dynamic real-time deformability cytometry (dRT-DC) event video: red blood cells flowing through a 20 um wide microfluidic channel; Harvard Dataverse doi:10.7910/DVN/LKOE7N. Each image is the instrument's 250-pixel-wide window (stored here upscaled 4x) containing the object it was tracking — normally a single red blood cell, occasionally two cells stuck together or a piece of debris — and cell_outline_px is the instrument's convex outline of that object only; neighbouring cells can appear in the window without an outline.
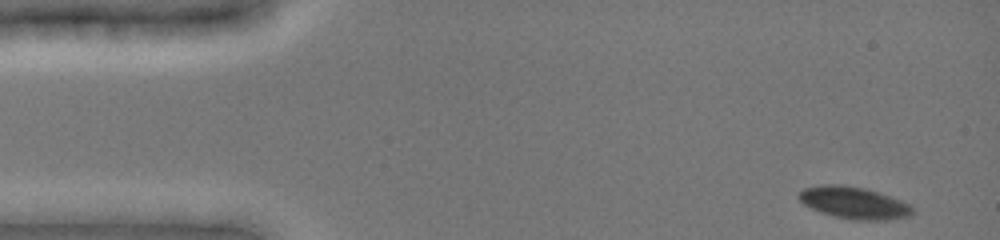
{"species": "common noctule bat (a hibernating species)", "species_latin": "Nyctalus noctula", "temperature_condition": "cold", "stored_images_in_passage": 43, "camera_frame_rate_fps": 3000, "um_per_image_px": 0.085, "animal": {"sex": "female", "body_mass_g": 19.0, "forearm_length_mm": 51.5}, "frame": {"image": 1, "passage_image": 1, "time_ms": 0.0, "image_size_px": [1000, 240], "cell_outline_px": [[912, 212], [908, 216], [888, 220], [856, 220], [832, 216], [820, 212], [804, 204], [796, 196], [804, 188], [820, 184], [840, 184], [864, 188], [900, 200], [908, 204], [912, 208]], "centroid_in_image_um": [72.52, 17.23], "position_along_channel_um": 12.5, "area_um2": 20.98}}
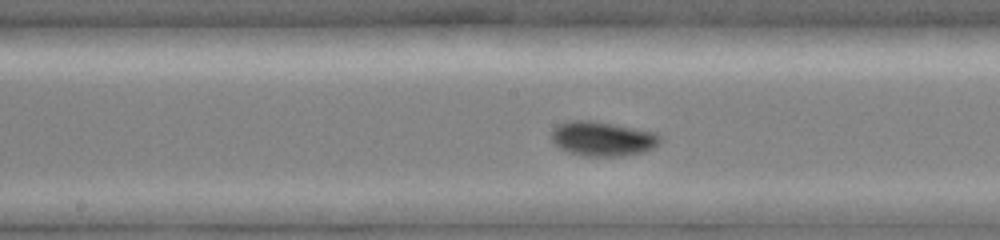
{"frame": {"image": 2, "passage_image": 23, "time_ms": 7.333, "image_size_px": [1000, 240], "cell_outline_px": [[660, 144], [644, 152], [620, 156], [584, 156], [568, 152], [560, 148], [552, 140], [552, 128], [568, 120], [592, 120], [656, 132], [660, 136]], "centroid_in_image_um": [51.22, 11.79], "position_along_channel_um": 197.0, "area_um2": 21.91}}
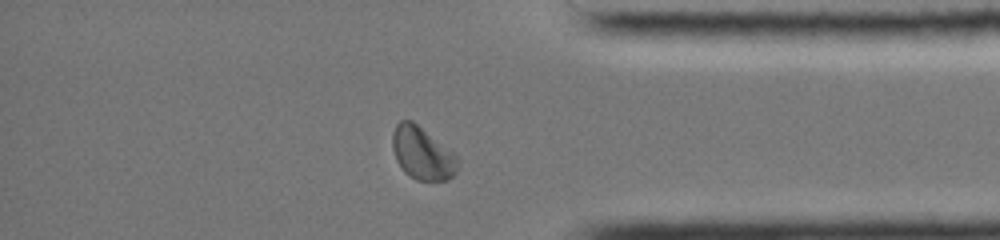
{"frame": {"image": 3, "passage_image": 39, "time_ms": 12.667, "image_size_px": [1000, 240], "cell_outline_px": [[460, 160], [456, 172], [452, 176], [444, 180], [416, 180], [408, 176], [404, 172], [396, 160], [392, 148], [392, 132], [396, 124], [400, 120], [412, 120], [452, 152]], "centroid_in_image_um": [35.86, 13.03], "position_along_channel_um": 399.3, "area_um2": 19.94}, "authors_computed_cell_mechanics": {"area_um2": 20.808, "velocity_mm_per_s": 3.8908, "shape_relaxation_time_tau1_ms": 4.1656, "shape_relaxation_time_tau2_ms": null, "deformation_change_tau1": 0.0841, "deformation_change_tau2": null}}